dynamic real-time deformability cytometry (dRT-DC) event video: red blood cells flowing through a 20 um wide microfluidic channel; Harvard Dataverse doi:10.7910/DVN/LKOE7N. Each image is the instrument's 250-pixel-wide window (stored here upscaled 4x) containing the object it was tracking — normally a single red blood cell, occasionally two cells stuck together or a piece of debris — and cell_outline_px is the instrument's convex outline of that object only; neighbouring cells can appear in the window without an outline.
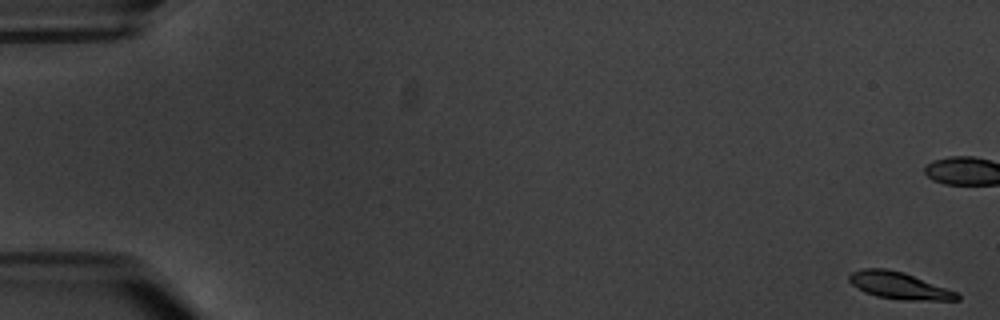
{"species": "common noctule bat (a hibernating species)", "species_latin": "Nyctalus noctula", "temperature_condition": "warm", "stored_images_in_passage": 6, "camera_frame_rate_fps": 3000, "um_per_image_px": 0.085, "animal": {"sex": "male", "body_mass_g": 20.1, "forearm_length_mm": 53.5}, "frame": {"image": 1, "passage_image": 1, "time_ms": 0.0, "image_size_px": [1000, 320], "cell_outline_px": [[960, 300], [904, 300], [876, 296], [864, 292], [852, 284], [848, 280], [848, 276], [852, 272], [864, 268], [888, 268], [904, 272], [956, 292], [960, 296]], "centroid_in_image_um": [76.39, 24.27], "position_along_channel_um": 8.6, "area_um2": 16.82}}
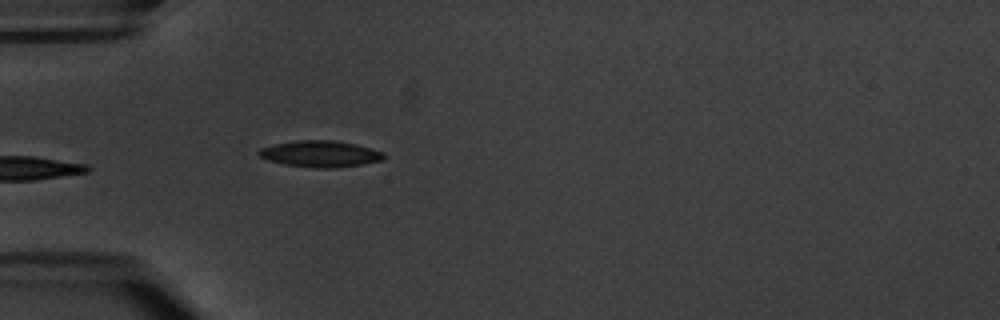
{"frame": {"image": 2, "passage_image": 6, "time_ms": 7.0, "image_size_px": [1000, 320], "cell_outline_px": [[384, 156], [380, 160], [364, 164], [328, 168], [316, 168], [284, 164], [268, 160], [260, 156], [256, 152], [260, 148], [276, 144], [300, 140], [332, 140], [356, 144], [384, 152]], "centroid_in_image_um": [27.21, 13.07], "position_along_channel_um": 57.8, "area_um2": 18.96}}